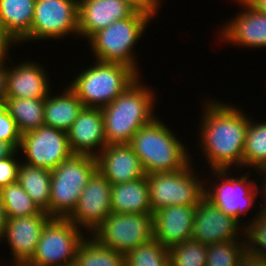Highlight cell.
<instances>
[{
    "label": "cell",
    "instance_id": "1",
    "mask_svg": "<svg viewBox=\"0 0 266 266\" xmlns=\"http://www.w3.org/2000/svg\"><path fill=\"white\" fill-rule=\"evenodd\" d=\"M215 101L204 104L199 146L211 170L242 168L250 119L238 107Z\"/></svg>",
    "mask_w": 266,
    "mask_h": 266
},
{
    "label": "cell",
    "instance_id": "2",
    "mask_svg": "<svg viewBox=\"0 0 266 266\" xmlns=\"http://www.w3.org/2000/svg\"><path fill=\"white\" fill-rule=\"evenodd\" d=\"M140 78L123 91L111 104L101 108L106 144H129L134 134L155 117V97Z\"/></svg>",
    "mask_w": 266,
    "mask_h": 266
},
{
    "label": "cell",
    "instance_id": "3",
    "mask_svg": "<svg viewBox=\"0 0 266 266\" xmlns=\"http://www.w3.org/2000/svg\"><path fill=\"white\" fill-rule=\"evenodd\" d=\"M167 127L155 117L140 128L129 143L146 175L177 171L191 163L187 148Z\"/></svg>",
    "mask_w": 266,
    "mask_h": 266
},
{
    "label": "cell",
    "instance_id": "4",
    "mask_svg": "<svg viewBox=\"0 0 266 266\" xmlns=\"http://www.w3.org/2000/svg\"><path fill=\"white\" fill-rule=\"evenodd\" d=\"M70 83L84 107L103 108L111 104L138 78L139 74L121 63L94 61Z\"/></svg>",
    "mask_w": 266,
    "mask_h": 266
},
{
    "label": "cell",
    "instance_id": "5",
    "mask_svg": "<svg viewBox=\"0 0 266 266\" xmlns=\"http://www.w3.org/2000/svg\"><path fill=\"white\" fill-rule=\"evenodd\" d=\"M153 17L150 13L136 10L130 17L115 21L94 33L88 41L96 60L121 63L139 74L133 49Z\"/></svg>",
    "mask_w": 266,
    "mask_h": 266
},
{
    "label": "cell",
    "instance_id": "6",
    "mask_svg": "<svg viewBox=\"0 0 266 266\" xmlns=\"http://www.w3.org/2000/svg\"><path fill=\"white\" fill-rule=\"evenodd\" d=\"M97 170V158L89 155H73L51 170L50 207L46 213L51 218H68Z\"/></svg>",
    "mask_w": 266,
    "mask_h": 266
},
{
    "label": "cell",
    "instance_id": "7",
    "mask_svg": "<svg viewBox=\"0 0 266 266\" xmlns=\"http://www.w3.org/2000/svg\"><path fill=\"white\" fill-rule=\"evenodd\" d=\"M191 165L189 163L185 168L173 172L146 175L152 213L174 205L198 206L204 197V186Z\"/></svg>",
    "mask_w": 266,
    "mask_h": 266
},
{
    "label": "cell",
    "instance_id": "8",
    "mask_svg": "<svg viewBox=\"0 0 266 266\" xmlns=\"http://www.w3.org/2000/svg\"><path fill=\"white\" fill-rule=\"evenodd\" d=\"M85 236L68 218H51L25 266H72Z\"/></svg>",
    "mask_w": 266,
    "mask_h": 266
},
{
    "label": "cell",
    "instance_id": "9",
    "mask_svg": "<svg viewBox=\"0 0 266 266\" xmlns=\"http://www.w3.org/2000/svg\"><path fill=\"white\" fill-rule=\"evenodd\" d=\"M153 214H109L91 236L101 245L126 255L153 239Z\"/></svg>",
    "mask_w": 266,
    "mask_h": 266
},
{
    "label": "cell",
    "instance_id": "10",
    "mask_svg": "<svg viewBox=\"0 0 266 266\" xmlns=\"http://www.w3.org/2000/svg\"><path fill=\"white\" fill-rule=\"evenodd\" d=\"M78 35V0H36L30 33L21 41Z\"/></svg>",
    "mask_w": 266,
    "mask_h": 266
},
{
    "label": "cell",
    "instance_id": "11",
    "mask_svg": "<svg viewBox=\"0 0 266 266\" xmlns=\"http://www.w3.org/2000/svg\"><path fill=\"white\" fill-rule=\"evenodd\" d=\"M19 149L26 157L24 163L48 170H54L74 155L67 132L49 126L23 134Z\"/></svg>",
    "mask_w": 266,
    "mask_h": 266
},
{
    "label": "cell",
    "instance_id": "12",
    "mask_svg": "<svg viewBox=\"0 0 266 266\" xmlns=\"http://www.w3.org/2000/svg\"><path fill=\"white\" fill-rule=\"evenodd\" d=\"M215 175L216 183L214 188L204 187V197L217 206L226 215L234 217L239 222L242 214L247 215V211L253 206L255 198L258 195L259 189L256 181L249 180L246 174L240 177H227L230 170H211ZM228 173V174H227ZM220 178V179H219ZM211 189V190H210ZM257 193V194H256Z\"/></svg>",
    "mask_w": 266,
    "mask_h": 266
},
{
    "label": "cell",
    "instance_id": "13",
    "mask_svg": "<svg viewBox=\"0 0 266 266\" xmlns=\"http://www.w3.org/2000/svg\"><path fill=\"white\" fill-rule=\"evenodd\" d=\"M111 187V183L97 170L82 190L77 206L68 219L80 230L85 227L89 234L94 233L112 213Z\"/></svg>",
    "mask_w": 266,
    "mask_h": 266
},
{
    "label": "cell",
    "instance_id": "14",
    "mask_svg": "<svg viewBox=\"0 0 266 266\" xmlns=\"http://www.w3.org/2000/svg\"><path fill=\"white\" fill-rule=\"evenodd\" d=\"M241 222L226 215L217 206L203 197L196 207L192 239L210 245L218 242L239 241L238 231Z\"/></svg>",
    "mask_w": 266,
    "mask_h": 266
},
{
    "label": "cell",
    "instance_id": "15",
    "mask_svg": "<svg viewBox=\"0 0 266 266\" xmlns=\"http://www.w3.org/2000/svg\"><path fill=\"white\" fill-rule=\"evenodd\" d=\"M50 219L49 215H31L7 219L0 241L7 238L13 255V265H25L32 258L42 230Z\"/></svg>",
    "mask_w": 266,
    "mask_h": 266
},
{
    "label": "cell",
    "instance_id": "16",
    "mask_svg": "<svg viewBox=\"0 0 266 266\" xmlns=\"http://www.w3.org/2000/svg\"><path fill=\"white\" fill-rule=\"evenodd\" d=\"M135 11L124 0H78V35L89 39L97 31L130 17Z\"/></svg>",
    "mask_w": 266,
    "mask_h": 266
},
{
    "label": "cell",
    "instance_id": "17",
    "mask_svg": "<svg viewBox=\"0 0 266 266\" xmlns=\"http://www.w3.org/2000/svg\"><path fill=\"white\" fill-rule=\"evenodd\" d=\"M67 138L74 155L97 157L107 146L101 108L84 107L67 131ZM96 147H100L97 152Z\"/></svg>",
    "mask_w": 266,
    "mask_h": 266
},
{
    "label": "cell",
    "instance_id": "18",
    "mask_svg": "<svg viewBox=\"0 0 266 266\" xmlns=\"http://www.w3.org/2000/svg\"><path fill=\"white\" fill-rule=\"evenodd\" d=\"M96 158L98 171L111 185L135 181L146 176L139 157L129 144H109Z\"/></svg>",
    "mask_w": 266,
    "mask_h": 266
},
{
    "label": "cell",
    "instance_id": "19",
    "mask_svg": "<svg viewBox=\"0 0 266 266\" xmlns=\"http://www.w3.org/2000/svg\"><path fill=\"white\" fill-rule=\"evenodd\" d=\"M197 206H168L153 213V238L165 247L192 239Z\"/></svg>",
    "mask_w": 266,
    "mask_h": 266
},
{
    "label": "cell",
    "instance_id": "20",
    "mask_svg": "<svg viewBox=\"0 0 266 266\" xmlns=\"http://www.w3.org/2000/svg\"><path fill=\"white\" fill-rule=\"evenodd\" d=\"M235 2L243 6L245 11L239 12L236 18L223 25L225 27L220 32L222 40L247 48L266 47V15L258 13L245 0Z\"/></svg>",
    "mask_w": 266,
    "mask_h": 266
},
{
    "label": "cell",
    "instance_id": "21",
    "mask_svg": "<svg viewBox=\"0 0 266 266\" xmlns=\"http://www.w3.org/2000/svg\"><path fill=\"white\" fill-rule=\"evenodd\" d=\"M42 67L33 62L8 67L6 98H46L50 80Z\"/></svg>",
    "mask_w": 266,
    "mask_h": 266
},
{
    "label": "cell",
    "instance_id": "22",
    "mask_svg": "<svg viewBox=\"0 0 266 266\" xmlns=\"http://www.w3.org/2000/svg\"><path fill=\"white\" fill-rule=\"evenodd\" d=\"M110 199L112 213L153 214L146 176L131 182L113 184Z\"/></svg>",
    "mask_w": 266,
    "mask_h": 266
},
{
    "label": "cell",
    "instance_id": "23",
    "mask_svg": "<svg viewBox=\"0 0 266 266\" xmlns=\"http://www.w3.org/2000/svg\"><path fill=\"white\" fill-rule=\"evenodd\" d=\"M36 0H0V25L16 43L29 33Z\"/></svg>",
    "mask_w": 266,
    "mask_h": 266
},
{
    "label": "cell",
    "instance_id": "24",
    "mask_svg": "<svg viewBox=\"0 0 266 266\" xmlns=\"http://www.w3.org/2000/svg\"><path fill=\"white\" fill-rule=\"evenodd\" d=\"M59 96L48 95L44 103L45 126L67 132L84 108L76 93L68 87Z\"/></svg>",
    "mask_w": 266,
    "mask_h": 266
},
{
    "label": "cell",
    "instance_id": "25",
    "mask_svg": "<svg viewBox=\"0 0 266 266\" xmlns=\"http://www.w3.org/2000/svg\"><path fill=\"white\" fill-rule=\"evenodd\" d=\"M3 103L21 135L45 126V98H6Z\"/></svg>",
    "mask_w": 266,
    "mask_h": 266
},
{
    "label": "cell",
    "instance_id": "26",
    "mask_svg": "<svg viewBox=\"0 0 266 266\" xmlns=\"http://www.w3.org/2000/svg\"><path fill=\"white\" fill-rule=\"evenodd\" d=\"M18 183L42 211L46 212L49 209L51 170L21 162L18 169Z\"/></svg>",
    "mask_w": 266,
    "mask_h": 266
},
{
    "label": "cell",
    "instance_id": "27",
    "mask_svg": "<svg viewBox=\"0 0 266 266\" xmlns=\"http://www.w3.org/2000/svg\"><path fill=\"white\" fill-rule=\"evenodd\" d=\"M80 243L75 266H125V255L98 243L91 235Z\"/></svg>",
    "mask_w": 266,
    "mask_h": 266
},
{
    "label": "cell",
    "instance_id": "28",
    "mask_svg": "<svg viewBox=\"0 0 266 266\" xmlns=\"http://www.w3.org/2000/svg\"><path fill=\"white\" fill-rule=\"evenodd\" d=\"M0 194L7 219L31 215H48L28 196L18 181L3 187Z\"/></svg>",
    "mask_w": 266,
    "mask_h": 266
},
{
    "label": "cell",
    "instance_id": "29",
    "mask_svg": "<svg viewBox=\"0 0 266 266\" xmlns=\"http://www.w3.org/2000/svg\"><path fill=\"white\" fill-rule=\"evenodd\" d=\"M251 119L246 132L243 150V166L258 169L266 168V122L254 123Z\"/></svg>",
    "mask_w": 266,
    "mask_h": 266
},
{
    "label": "cell",
    "instance_id": "30",
    "mask_svg": "<svg viewBox=\"0 0 266 266\" xmlns=\"http://www.w3.org/2000/svg\"><path fill=\"white\" fill-rule=\"evenodd\" d=\"M125 266H169V248L153 238L129 251Z\"/></svg>",
    "mask_w": 266,
    "mask_h": 266
},
{
    "label": "cell",
    "instance_id": "31",
    "mask_svg": "<svg viewBox=\"0 0 266 266\" xmlns=\"http://www.w3.org/2000/svg\"><path fill=\"white\" fill-rule=\"evenodd\" d=\"M245 241H226L207 245L205 266H239L247 252Z\"/></svg>",
    "mask_w": 266,
    "mask_h": 266
},
{
    "label": "cell",
    "instance_id": "32",
    "mask_svg": "<svg viewBox=\"0 0 266 266\" xmlns=\"http://www.w3.org/2000/svg\"><path fill=\"white\" fill-rule=\"evenodd\" d=\"M207 245L190 239L169 248V266H205Z\"/></svg>",
    "mask_w": 266,
    "mask_h": 266
},
{
    "label": "cell",
    "instance_id": "33",
    "mask_svg": "<svg viewBox=\"0 0 266 266\" xmlns=\"http://www.w3.org/2000/svg\"><path fill=\"white\" fill-rule=\"evenodd\" d=\"M249 225H241L244 231L247 251L255 256L266 258V211L257 212ZM247 226V227H246Z\"/></svg>",
    "mask_w": 266,
    "mask_h": 266
},
{
    "label": "cell",
    "instance_id": "34",
    "mask_svg": "<svg viewBox=\"0 0 266 266\" xmlns=\"http://www.w3.org/2000/svg\"><path fill=\"white\" fill-rule=\"evenodd\" d=\"M21 133L4 103L0 104V140L11 143L19 150Z\"/></svg>",
    "mask_w": 266,
    "mask_h": 266
},
{
    "label": "cell",
    "instance_id": "35",
    "mask_svg": "<svg viewBox=\"0 0 266 266\" xmlns=\"http://www.w3.org/2000/svg\"><path fill=\"white\" fill-rule=\"evenodd\" d=\"M16 153H18L17 150L11 156L0 159V190L18 181V169L21 162L14 158Z\"/></svg>",
    "mask_w": 266,
    "mask_h": 266
},
{
    "label": "cell",
    "instance_id": "36",
    "mask_svg": "<svg viewBox=\"0 0 266 266\" xmlns=\"http://www.w3.org/2000/svg\"><path fill=\"white\" fill-rule=\"evenodd\" d=\"M132 5L136 10L150 13L153 16L158 13L160 0H124Z\"/></svg>",
    "mask_w": 266,
    "mask_h": 266
},
{
    "label": "cell",
    "instance_id": "37",
    "mask_svg": "<svg viewBox=\"0 0 266 266\" xmlns=\"http://www.w3.org/2000/svg\"><path fill=\"white\" fill-rule=\"evenodd\" d=\"M13 43L15 42L5 33L0 25V61L7 59L9 56L7 55L9 53L8 51Z\"/></svg>",
    "mask_w": 266,
    "mask_h": 266
},
{
    "label": "cell",
    "instance_id": "38",
    "mask_svg": "<svg viewBox=\"0 0 266 266\" xmlns=\"http://www.w3.org/2000/svg\"><path fill=\"white\" fill-rule=\"evenodd\" d=\"M6 60L0 61V104H2L6 100V92H7V74H8V66H5Z\"/></svg>",
    "mask_w": 266,
    "mask_h": 266
},
{
    "label": "cell",
    "instance_id": "39",
    "mask_svg": "<svg viewBox=\"0 0 266 266\" xmlns=\"http://www.w3.org/2000/svg\"><path fill=\"white\" fill-rule=\"evenodd\" d=\"M239 266H266V258L255 256L247 251L241 258Z\"/></svg>",
    "mask_w": 266,
    "mask_h": 266
},
{
    "label": "cell",
    "instance_id": "40",
    "mask_svg": "<svg viewBox=\"0 0 266 266\" xmlns=\"http://www.w3.org/2000/svg\"><path fill=\"white\" fill-rule=\"evenodd\" d=\"M16 150L11 143L0 140V159L11 156Z\"/></svg>",
    "mask_w": 266,
    "mask_h": 266
},
{
    "label": "cell",
    "instance_id": "41",
    "mask_svg": "<svg viewBox=\"0 0 266 266\" xmlns=\"http://www.w3.org/2000/svg\"><path fill=\"white\" fill-rule=\"evenodd\" d=\"M258 13L266 15V0H245Z\"/></svg>",
    "mask_w": 266,
    "mask_h": 266
},
{
    "label": "cell",
    "instance_id": "42",
    "mask_svg": "<svg viewBox=\"0 0 266 266\" xmlns=\"http://www.w3.org/2000/svg\"><path fill=\"white\" fill-rule=\"evenodd\" d=\"M6 223H7V215H6L5 207H4V204L2 202V197L0 194V239L2 237L4 230H5Z\"/></svg>",
    "mask_w": 266,
    "mask_h": 266
},
{
    "label": "cell",
    "instance_id": "43",
    "mask_svg": "<svg viewBox=\"0 0 266 266\" xmlns=\"http://www.w3.org/2000/svg\"><path fill=\"white\" fill-rule=\"evenodd\" d=\"M259 170V172L257 173V174H259L260 172H261V174H265V177H266V168H262V169H258ZM266 179V178H265ZM263 184L264 185H262V188L261 189H263L262 191L264 192L263 194H265L264 196H265V200H264V205H262V208H260L261 209V211H266V180L263 182ZM264 187V188H263Z\"/></svg>",
    "mask_w": 266,
    "mask_h": 266
}]
</instances>
